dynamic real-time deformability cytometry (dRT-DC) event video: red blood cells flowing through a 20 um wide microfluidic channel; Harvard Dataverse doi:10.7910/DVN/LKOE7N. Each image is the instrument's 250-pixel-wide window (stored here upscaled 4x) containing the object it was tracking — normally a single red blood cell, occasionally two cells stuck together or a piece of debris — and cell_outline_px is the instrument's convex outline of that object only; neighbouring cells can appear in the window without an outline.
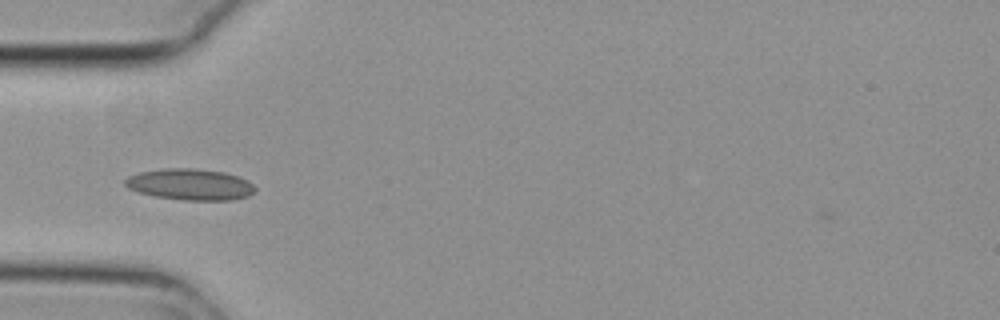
{"species": "common noctule bat (a hibernating species)", "species_latin": "Nyctalus noctula", "temperature_condition": "cold", "stored_images_in_passage": 36, "camera_frame_rate_fps": 3000, "um_per_image_px": 0.085, "animal": {"sex": "female", "body_mass_g": 29.2, "forearm_length_mm": 56.3}, "frame": {"image": 1, "passage_image": 2, "time_ms": 0.333, "image_size_px": [1000, 320], "cell_outline_px": [[256, 188], [248, 196], [232, 200], [184, 200], [156, 196], [136, 192], [128, 188], [124, 184], [124, 180], [128, 176], [140, 172], [164, 168], [192, 168], [224, 172], [240, 176], [248, 180]], "centroid_in_image_um": [16.15, 15.67], "position_along_channel_um": 68.8, "area_um2": 23.76}}
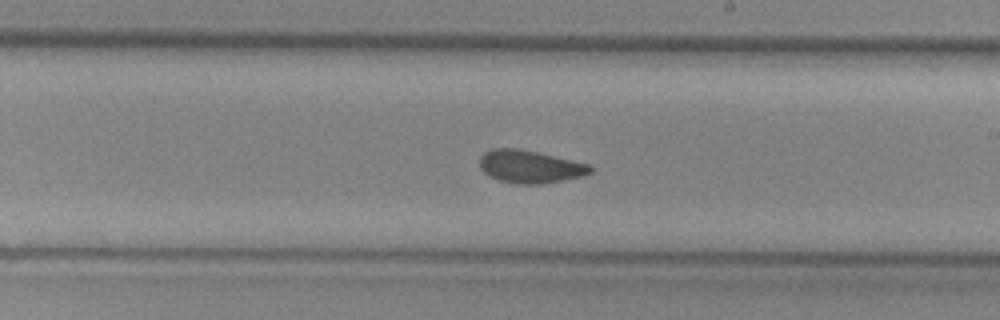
{"frame": {"image": 2, "passage_image": 16, "time_ms": 5.0, "image_size_px": [1000, 320], "cell_outline_px": [[596, 168], [592, 172], [584, 176], [544, 184], [516, 184], [500, 180], [488, 176], [480, 168], [480, 156], [484, 152], [492, 148], [516, 148], [536, 152], [592, 164]], "centroid_in_image_um": [45.1, 14.17], "position_along_channel_um": 243.9, "area_um2": 21.44}}
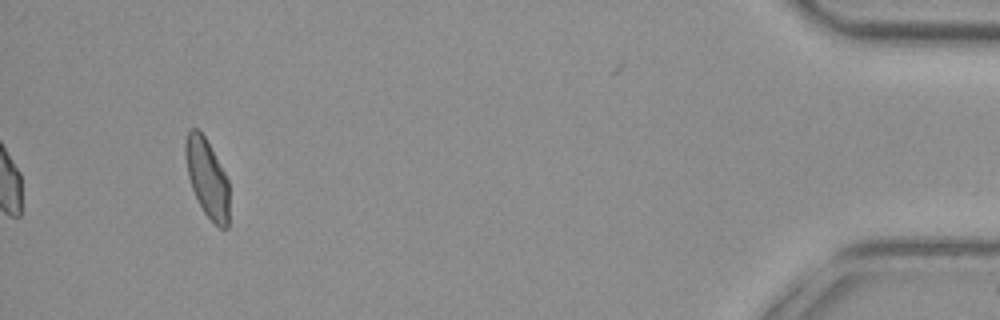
{"frame": {"image": 3, "passage_image": 36, "time_ms": 11.667, "image_size_px": [1000, 320], "cell_outline_px": [[228, 228], [220, 228], [204, 212], [192, 188], [188, 176], [184, 156], [184, 144], [188, 132], [192, 128], [196, 128], [204, 136], [224, 172], [228, 180]], "centroid_in_image_um": [17.58, 15.12], "position_along_channel_um": 417.6, "area_um2": 19.59}, "authors_computed_cell_mechanics": {"area_um2": 21.0103, "velocity_mm_per_s": 3.7523, "shape_relaxation_time_tau1_ms": 9.204, "shape_relaxation_time_tau2_ms": 1.8066, "deformation_change_tau1": 0.1518, "deformation_change_tau2": 0.0772}}